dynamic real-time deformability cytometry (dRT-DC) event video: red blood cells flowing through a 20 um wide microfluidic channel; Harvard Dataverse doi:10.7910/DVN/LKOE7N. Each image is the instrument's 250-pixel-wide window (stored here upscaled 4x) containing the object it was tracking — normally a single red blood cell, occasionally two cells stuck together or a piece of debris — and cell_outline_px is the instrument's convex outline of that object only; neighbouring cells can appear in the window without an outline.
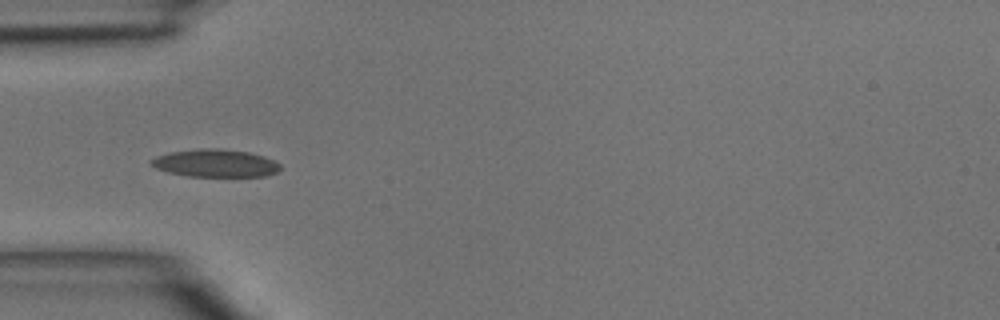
{"species": "common noctule bat (a hibernating species)", "species_latin": "Nyctalus noctula", "temperature_condition": "room temperature", "stored_images_in_passage": 7, "camera_frame_rate_fps": 3000, "um_per_image_px": 0.085, "animal": {"sex": "male", "body_mass_g": 15.6}, "frame": {"image": 1, "passage_image": 4, "time_ms": 1.0, "image_size_px": [1000, 320], "cell_outline_px": [[280, 168], [276, 172], [264, 176], [188, 176], [168, 172], [156, 168], [148, 160], [156, 156], [168, 152], [200, 148], [220, 148], [248, 152], [264, 156], [280, 164]], "centroid_in_image_um": [18.27, 13.86], "position_along_channel_um": 66.7, "area_um2": 20.81}}